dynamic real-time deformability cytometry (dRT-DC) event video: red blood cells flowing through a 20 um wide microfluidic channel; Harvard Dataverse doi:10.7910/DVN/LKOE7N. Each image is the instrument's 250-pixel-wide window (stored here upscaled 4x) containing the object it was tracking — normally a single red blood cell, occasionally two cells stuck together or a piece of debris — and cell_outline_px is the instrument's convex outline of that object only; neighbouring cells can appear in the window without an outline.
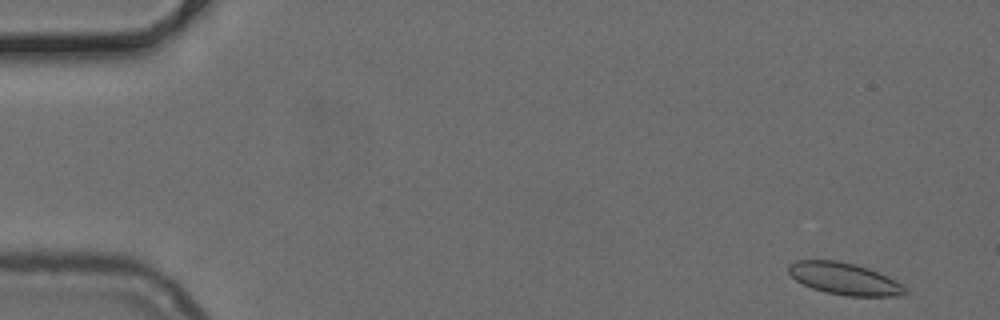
{"species": "common noctule bat (a hibernating species)", "species_latin": "Nyctalus noctula", "temperature_condition": "cold", "stored_images_in_passage": 50, "camera_frame_rate_fps": 3000, "um_per_image_px": 0.085, "animal": {"sex": "female", "body_mass_g": 24.6, "forearm_length_mm": 56.2}, "frame": {"image": 1, "passage_image": 2, "time_ms": 0.333, "image_size_px": [1000, 320], "cell_outline_px": [[908, 292], [892, 296], [848, 296], [824, 292], [812, 288], [796, 280], [788, 272], [788, 264], [796, 260], [836, 260], [856, 264], [868, 268], [908, 288]], "centroid_in_image_um": [71.71, 23.68], "position_along_channel_um": 13.3, "area_um2": 21.44}}
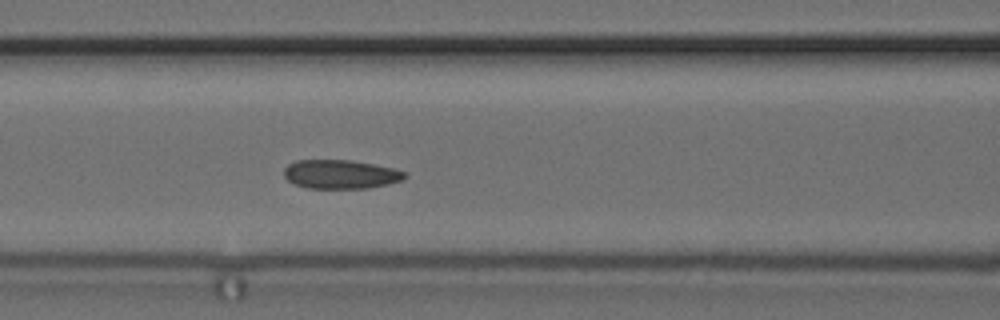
{"frame": {"image": 2, "passage_image": 21, "time_ms": 6.667, "image_size_px": [1000, 320], "cell_outline_px": [[408, 176], [404, 180], [388, 184], [368, 188], [308, 188], [296, 184], [288, 180], [284, 176], [284, 168], [288, 164], [296, 160], [352, 160], [392, 168], [408, 172]], "centroid_in_image_um": [28.98, 14.81], "position_along_channel_um": 137.6, "area_um2": 20.4}}
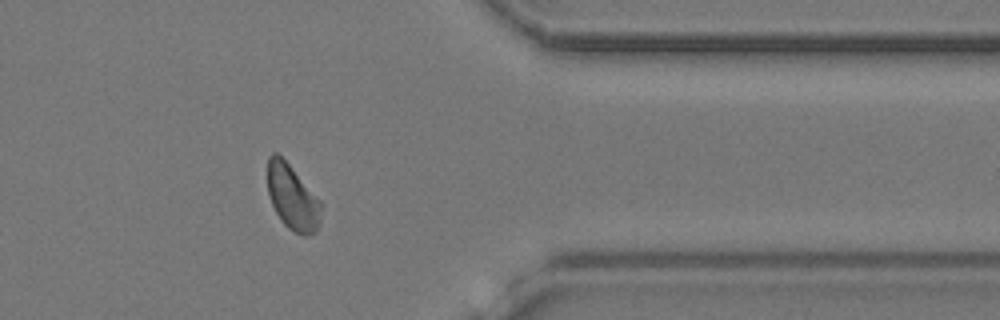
{"frame": {"image": 3, "passage_image": 41, "time_ms": 13.333, "image_size_px": [1000, 320], "cell_outline_px": [[324, 204], [320, 224], [316, 232], [308, 236], [304, 236], [288, 228], [280, 220], [272, 204], [268, 192], [268, 156], [272, 152], [276, 152], [288, 164]], "centroid_in_image_um": [24.9, 16.82], "position_along_channel_um": 386.5, "area_um2": 20.46}}